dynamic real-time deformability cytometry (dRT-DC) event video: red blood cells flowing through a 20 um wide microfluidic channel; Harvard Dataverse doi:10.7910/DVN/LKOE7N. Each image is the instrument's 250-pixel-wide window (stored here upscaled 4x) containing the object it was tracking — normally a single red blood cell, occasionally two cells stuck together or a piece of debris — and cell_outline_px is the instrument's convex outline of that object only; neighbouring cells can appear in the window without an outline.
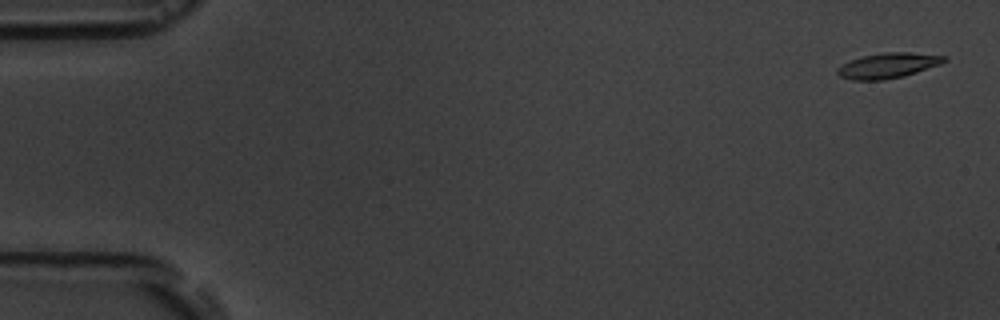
{"species": "common noctule bat (a hibernating species)", "species_latin": "Nyctalus noctula", "temperature_condition": "room temperature", "stored_images_in_passage": 9, "camera_frame_rate_fps": 3000, "um_per_image_px": 0.085, "animal": {"sex": "male", "body_mass_g": 19.5, "forearm_length_mm": 54.6}, "frame": {"image": 1, "passage_image": 1, "time_ms": 0.0, "image_size_px": [1000, 320], "cell_outline_px": [[948, 60], [940, 64], [904, 76], [884, 80], [852, 80], [840, 76], [836, 72], [836, 68], [852, 60], [864, 56], [884, 52], [912, 52], [948, 56]], "centroid_in_image_um": [75.51, 5.57], "position_along_channel_um": 9.5, "area_um2": 15.66}}
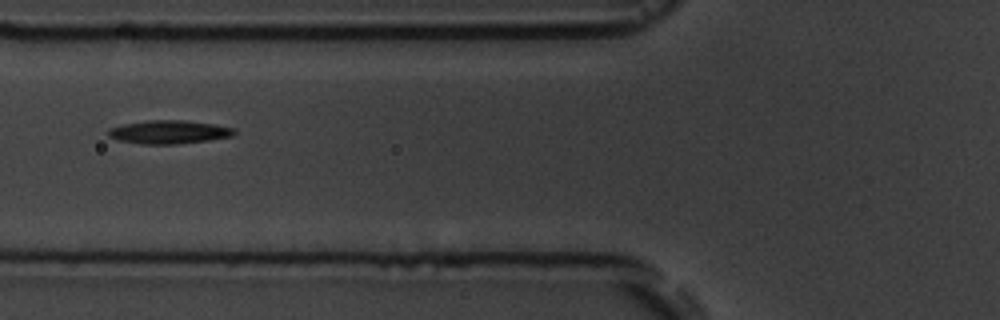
{"frame": {"image": 2, "passage_image": 7, "time_ms": 6.667, "image_size_px": [1000, 320], "cell_outline_px": [[236, 132], [232, 136], [208, 140], [176, 144], [140, 144], [116, 140], [108, 136], [108, 128], [124, 124], [148, 120], [184, 120], [216, 124], [236, 128]], "centroid_in_image_um": [14.36, 11.22], "position_along_channel_um": 111.4, "area_um2": 17.34}}
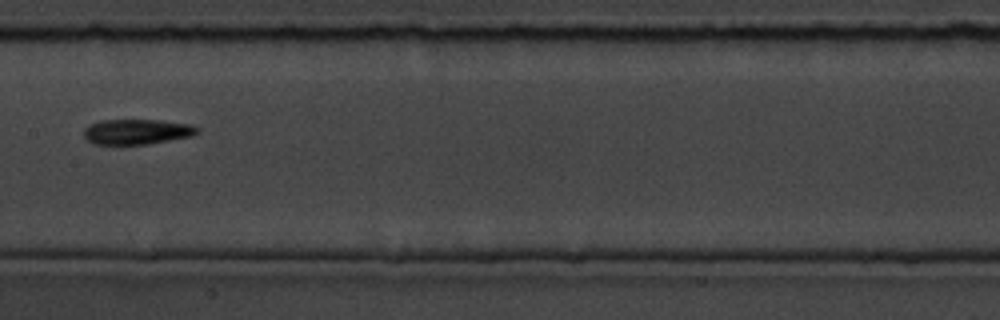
{"frame": {"image": 3, "passage_image": 9, "time_ms": 9.0, "image_size_px": [1000, 320], "cell_outline_px": [[200, 132], [192, 136], [148, 144], [92, 144], [84, 136], [84, 128], [88, 124], [100, 120], [160, 120], [192, 124], [200, 128]], "centroid_in_image_um": [11.66, 11.19], "position_along_channel_um": 195.7, "area_um2": 16.88}}